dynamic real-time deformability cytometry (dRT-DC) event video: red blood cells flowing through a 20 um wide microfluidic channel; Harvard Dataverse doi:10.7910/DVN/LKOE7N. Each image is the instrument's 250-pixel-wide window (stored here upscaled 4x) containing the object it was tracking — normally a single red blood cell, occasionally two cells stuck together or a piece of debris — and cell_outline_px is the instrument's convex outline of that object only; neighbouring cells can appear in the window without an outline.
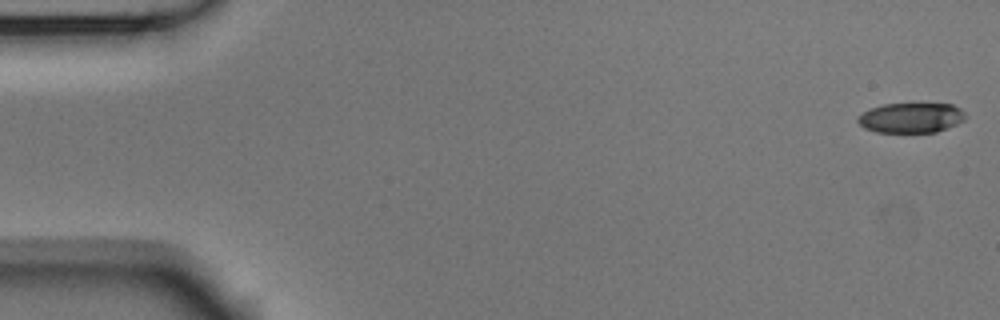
{"species": "Egyptian fruit bat (a non-hibernating species)", "species_latin": "Rousettus aegyptiacus", "temperature_condition": "room temperature", "stored_images_in_passage": 53, "camera_frame_rate_fps": 3000, "um_per_image_px": 0.085, "animal": {"sex": "male"}, "frame": {"image": 1, "passage_image": 1, "time_ms": 0.0, "image_size_px": [1000, 320], "cell_outline_px": [[964, 120], [956, 124], [936, 132], [876, 132], [864, 128], [856, 120], [864, 112], [872, 108], [884, 104], [952, 104], [960, 108], [964, 112]], "centroid_in_image_um": [77.44, 10.01], "position_along_channel_um": 7.6, "area_um2": 18.55}}
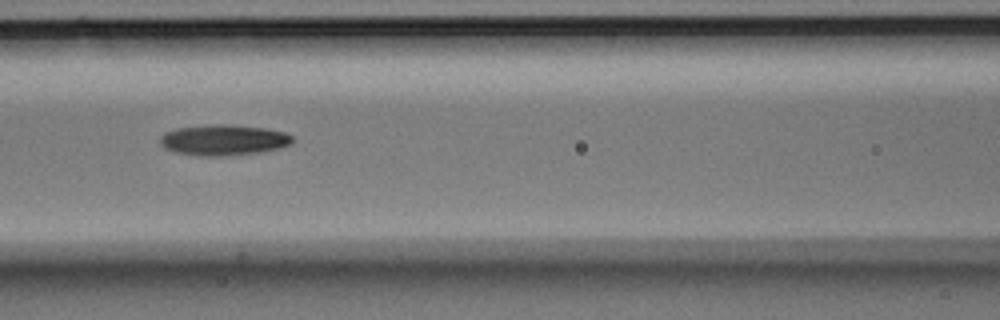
{"frame": {"image": 2, "passage_image": 23, "time_ms": 7.333, "image_size_px": [1000, 320], "cell_outline_px": [[292, 144], [280, 148], [260, 152], [224, 156], [196, 156], [172, 152], [164, 148], [160, 144], [160, 136], [164, 132], [176, 128], [216, 124], [228, 124], [264, 128], [284, 132], [292, 136]], "centroid_in_image_um": [18.96, 11.91], "position_along_channel_um": 147.6, "area_um2": 23.93}}
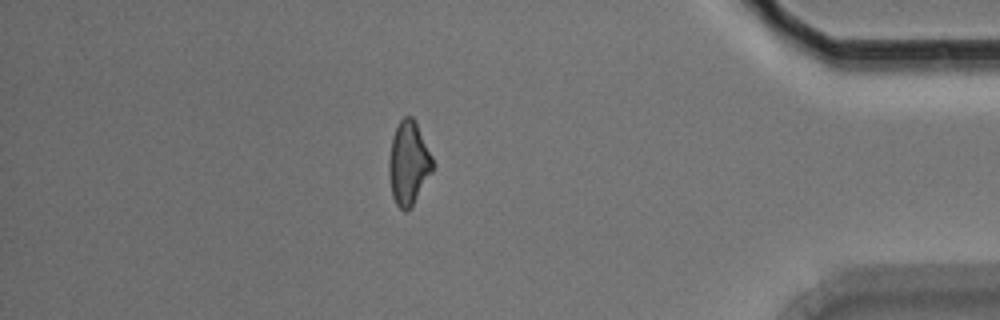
{"frame": {"image": 3, "passage_image": 46, "time_ms": 15.0, "image_size_px": [1000, 320], "cell_outline_px": [[432, 172], [412, 204], [404, 212], [396, 204], [392, 196], [388, 176], [388, 160], [392, 136], [400, 120], [404, 116], [412, 116], [416, 120], [432, 156]], "centroid_in_image_um": [34.7, 13.82], "position_along_channel_um": 400.5, "area_um2": 21.21}, "authors_computed_cell_mechanics": {"area_um2": 21.675, "velocity_mm_per_s": 3.7927, "shape_relaxation_time_tau1_ms": 4.3683, "shape_relaxation_time_tau2_ms": 9.4089, "deformation_change_tau1": 0.1635, "deformation_change_tau2": 0.2176}}